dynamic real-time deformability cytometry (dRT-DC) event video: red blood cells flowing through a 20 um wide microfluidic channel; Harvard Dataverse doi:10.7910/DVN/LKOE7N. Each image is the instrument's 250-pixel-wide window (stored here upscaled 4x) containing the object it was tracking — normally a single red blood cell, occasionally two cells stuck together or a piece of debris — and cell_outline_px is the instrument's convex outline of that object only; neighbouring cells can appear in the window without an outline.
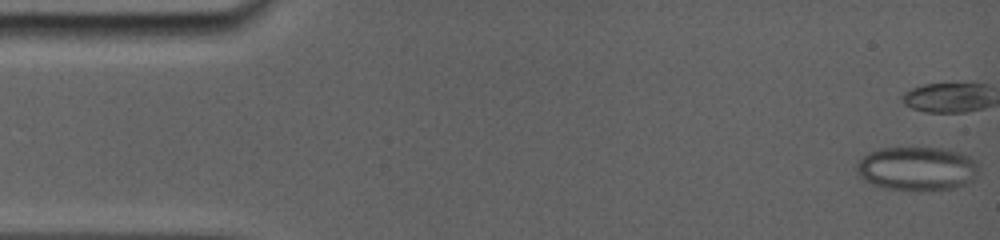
{"species": "common noctule bat (a hibernating species)", "species_latin": "Nyctalus noctula", "temperature_condition": "room temperature", "stored_images_in_passage": 16, "camera_frame_rate_fps": 5000, "um_per_image_px": 0.085, "animal": {"sex": "female", "body_mass_g": 19.0, "forearm_length_mm": 56.7}, "frame": {"image": 1, "passage_image": 1, "time_ms": 0.0, "image_size_px": [1000, 240], "cell_outline_px": [[960, 184], [948, 188], [892, 188], [876, 184], [868, 180], [860, 172], [860, 164], [868, 156], [876, 152], [896, 148], [912, 148], [944, 152], [956, 156], [960, 160]], "centroid_in_image_um": [77.53, 14.35], "position_along_channel_um": 7.5, "area_um2": 24.85}}